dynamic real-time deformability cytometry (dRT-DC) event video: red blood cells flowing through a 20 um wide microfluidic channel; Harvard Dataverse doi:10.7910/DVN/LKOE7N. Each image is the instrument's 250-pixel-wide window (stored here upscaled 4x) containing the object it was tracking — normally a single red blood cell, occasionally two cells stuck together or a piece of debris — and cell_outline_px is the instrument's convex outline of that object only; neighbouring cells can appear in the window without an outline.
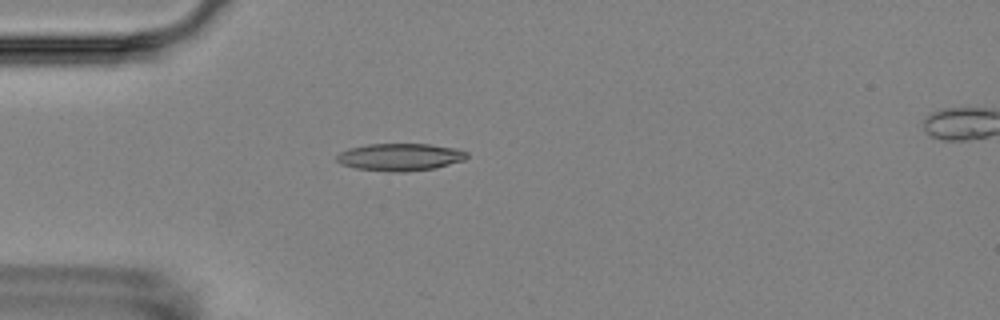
{"species": "Egyptian fruit bat (a non-hibernating species)", "species_latin": "Rousettus aegyptiacus", "temperature_condition": "room temperature", "stored_images_in_passage": 3, "camera_frame_rate_fps": 3000, "um_per_image_px": 0.085, "animal": {"sex": "female"}, "frame": {"image": 1, "passage_image": 2, "time_ms": 1.0, "image_size_px": [1000, 320], "cell_outline_px": [[468, 156], [464, 160], [436, 168], [404, 172], [388, 172], [356, 168], [340, 164], [336, 160], [336, 156], [340, 152], [348, 148], [368, 144], [428, 144], [456, 148], [468, 152]], "centroid_in_image_um": [34.0, 13.35], "position_along_channel_um": 51.0, "area_um2": 20.92}}